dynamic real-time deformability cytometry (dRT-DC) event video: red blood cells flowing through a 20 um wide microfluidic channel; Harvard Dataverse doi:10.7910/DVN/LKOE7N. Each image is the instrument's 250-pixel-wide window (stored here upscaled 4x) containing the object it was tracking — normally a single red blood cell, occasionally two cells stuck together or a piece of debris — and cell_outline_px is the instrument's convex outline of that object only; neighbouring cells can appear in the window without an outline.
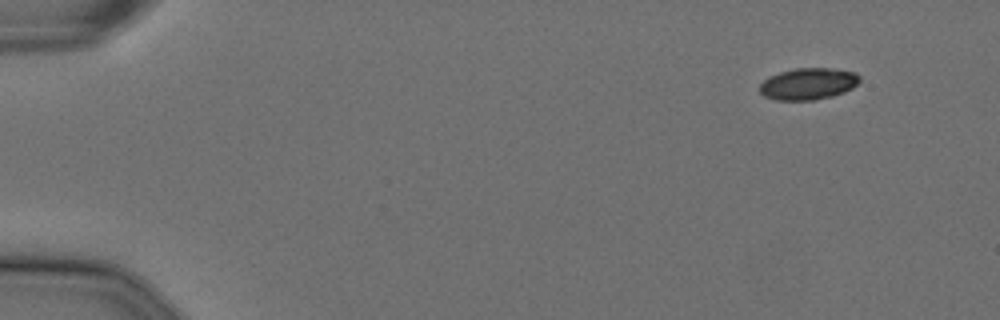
{"species": "Egyptian fruit bat (a non-hibernating species)", "species_latin": "Rousettus aegyptiacus", "temperature_condition": "cold", "stored_images_in_passage": 53, "camera_frame_rate_fps": 3000, "um_per_image_px": 0.085, "animal": {"sex": "female"}, "frame": {"image": 1, "passage_image": 1, "time_ms": 0.0, "image_size_px": [1000, 320], "cell_outline_px": [[860, 80], [852, 88], [844, 92], [832, 96], [812, 100], [776, 100], [764, 96], [760, 92], [760, 84], [768, 76], [780, 72], [796, 68], [832, 68], [856, 72], [860, 76]], "centroid_in_image_um": [68.7, 7.12], "position_along_channel_um": 16.3, "area_um2": 18.5}}
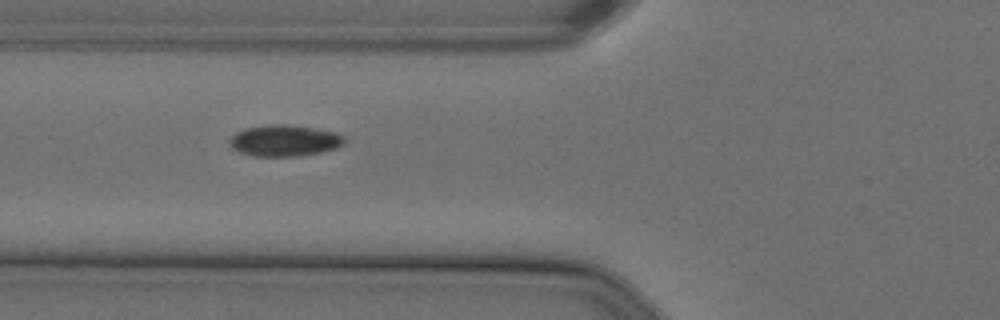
{"frame": {"image": 2, "passage_image": 18, "time_ms": 5.667, "image_size_px": [1000, 320], "cell_outline_px": [[344, 144], [336, 148], [320, 152], [292, 156], [252, 156], [240, 152], [232, 148], [228, 144], [228, 140], [236, 132], [244, 128], [272, 124], [288, 124], [336, 132], [344, 136]], "centroid_in_image_um": [24.14, 11.94], "position_along_channel_um": 101.7, "area_um2": 20.92}}
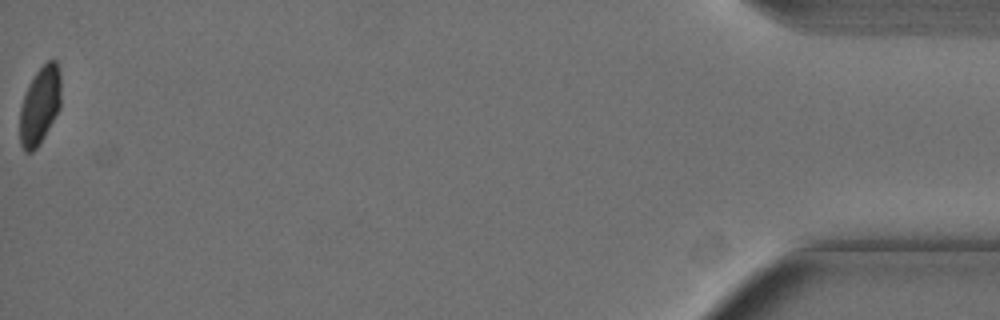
{"frame": {"image": 3, "passage_image": 53, "time_ms": 17.333, "image_size_px": [1000, 320], "cell_outline_px": [[60, 108], [40, 144], [32, 152], [24, 152], [20, 144], [20, 108], [28, 84], [36, 72], [48, 60], [56, 60], [60, 72]], "centroid_in_image_um": [3.38, 8.98], "position_along_channel_um": 431.8, "area_um2": 18.67}}